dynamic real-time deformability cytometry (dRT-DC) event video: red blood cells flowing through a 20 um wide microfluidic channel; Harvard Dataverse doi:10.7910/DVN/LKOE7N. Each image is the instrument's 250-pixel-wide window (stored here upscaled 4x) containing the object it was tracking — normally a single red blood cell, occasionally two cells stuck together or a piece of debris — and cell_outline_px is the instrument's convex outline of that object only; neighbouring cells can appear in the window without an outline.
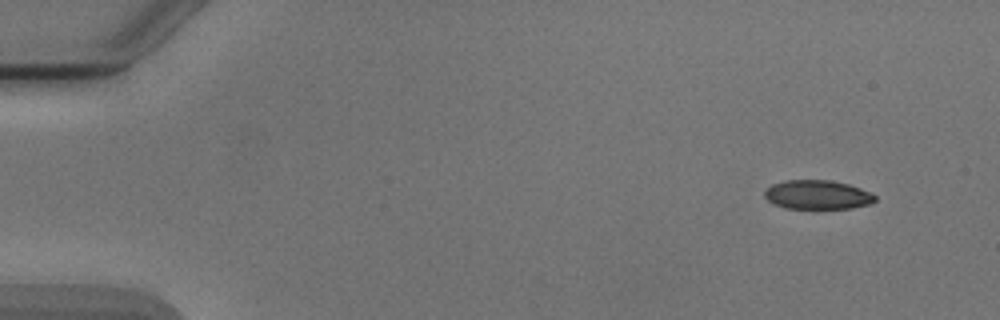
{"species": "Egyptian fruit bat (a non-hibernating species)", "species_latin": "Rousettus aegyptiacus", "temperature_condition": "cold", "stored_images_in_passage": 6, "camera_frame_rate_fps": 3000, "um_per_image_px": 0.085, "animal": {"sex": "male"}, "frame": {"image": 1, "passage_image": 2, "time_ms": 1.0, "image_size_px": [1000, 320], "cell_outline_px": [[876, 200], [872, 204], [852, 208], [788, 208], [776, 204], [768, 200], [764, 196], [764, 192], [772, 184], [784, 180], [828, 180], [848, 184], [860, 188], [876, 196]], "centroid_in_image_um": [69.5, 16.55], "position_along_channel_um": 15.5, "area_um2": 18.55}}
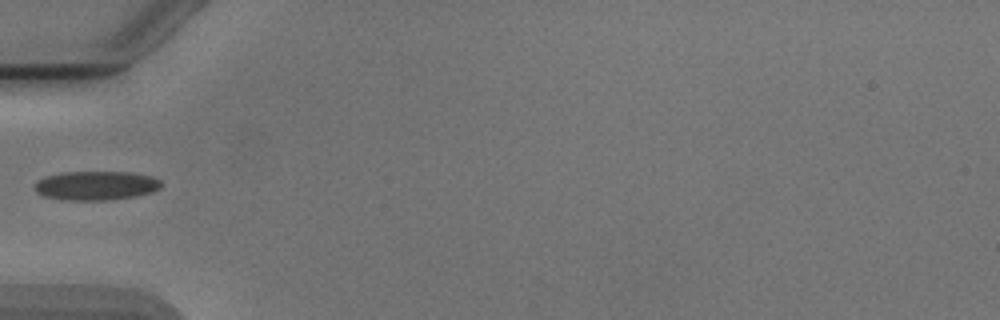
{"frame": {"image": 2, "passage_image": 5, "time_ms": 5.667, "image_size_px": [1000, 320], "cell_outline_px": [[160, 188], [152, 192], [136, 196], [112, 200], [64, 200], [44, 196], [36, 192], [36, 180], [44, 176], [64, 172], [132, 172], [152, 176], [160, 180]], "centroid_in_image_um": [8.16, 15.77], "position_along_channel_um": 76.8, "area_um2": 21.56}}
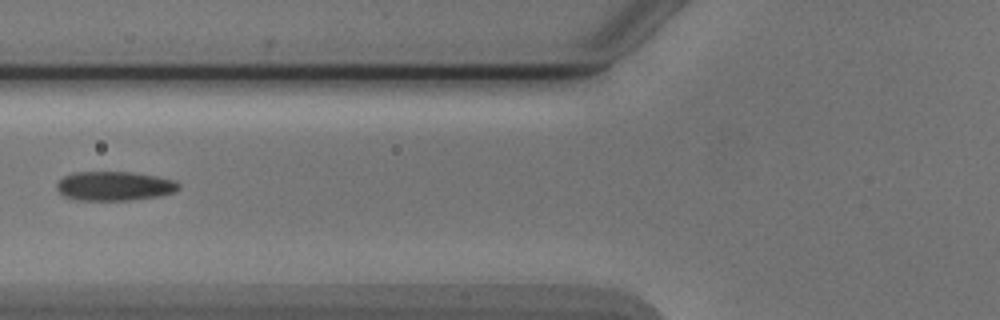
{"frame": {"image": 3, "passage_image": 6, "time_ms": 6.667, "image_size_px": [1000, 320], "cell_outline_px": [[180, 188], [176, 192], [160, 196], [132, 200], [72, 200], [64, 196], [56, 188], [56, 184], [64, 176], [72, 172], [132, 172], [156, 176], [176, 180], [180, 184]], "centroid_in_image_um": [9.75, 15.81], "position_along_channel_um": 116.1, "area_um2": 21.04}}